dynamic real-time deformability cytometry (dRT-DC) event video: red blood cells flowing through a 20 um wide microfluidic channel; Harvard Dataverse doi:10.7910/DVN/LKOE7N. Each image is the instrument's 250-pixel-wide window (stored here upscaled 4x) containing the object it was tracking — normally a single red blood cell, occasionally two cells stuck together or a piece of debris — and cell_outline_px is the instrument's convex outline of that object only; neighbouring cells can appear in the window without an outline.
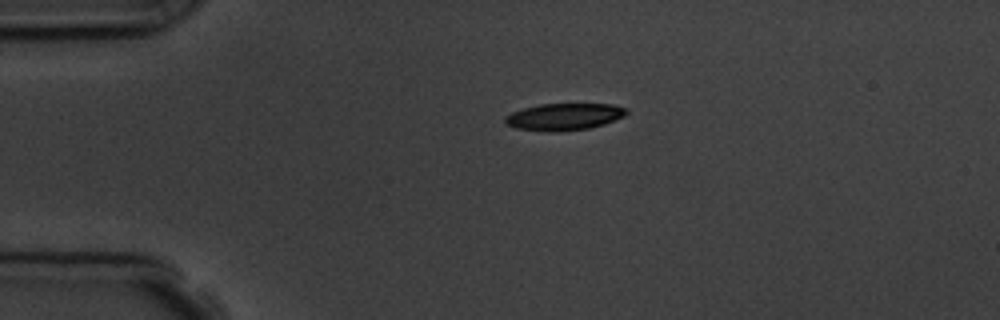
{"species": "common noctule bat (a hibernating species)", "species_latin": "Nyctalus noctula", "temperature_condition": "room temperature", "stored_images_in_passage": 2, "camera_frame_rate_fps": 3000, "um_per_image_px": 0.085, "animal": {"sex": "male", "body_mass_g": 19.5, "forearm_length_mm": 54.6}, "frame": {"image": 1, "passage_image": 1, "time_ms": 0.0, "image_size_px": [1000, 320], "cell_outline_px": [[628, 112], [624, 116], [604, 124], [588, 128], [552, 132], [548, 132], [516, 128], [504, 124], [504, 116], [512, 112], [524, 108], [540, 104], [612, 104], [628, 108]], "centroid_in_image_um": [47.93, 9.92], "position_along_channel_um": 37.1, "area_um2": 19.07}}